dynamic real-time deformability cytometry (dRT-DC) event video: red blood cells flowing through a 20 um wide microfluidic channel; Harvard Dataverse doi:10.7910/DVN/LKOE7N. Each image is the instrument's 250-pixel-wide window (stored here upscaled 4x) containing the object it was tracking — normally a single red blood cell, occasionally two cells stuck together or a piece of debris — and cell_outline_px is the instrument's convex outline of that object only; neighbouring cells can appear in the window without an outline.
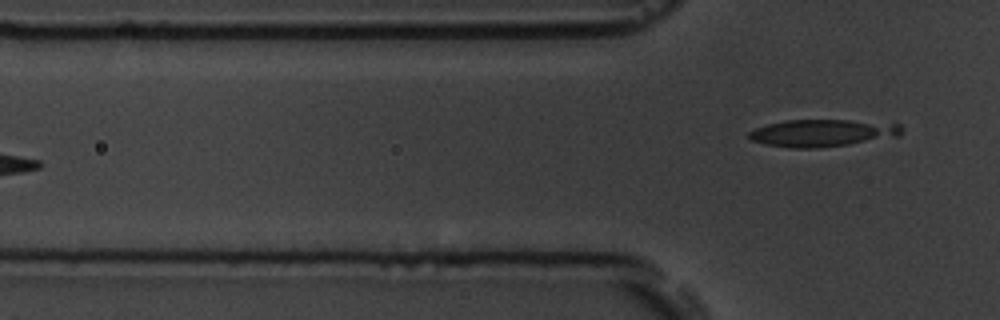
{"species": "common noctule bat (a hibernating species)", "species_latin": "Nyctalus noctula", "temperature_condition": "room temperature", "stored_images_in_passage": 6, "camera_frame_rate_fps": 3000, "um_per_image_px": 0.085, "animal": {"sex": "male", "body_mass_g": 19.5, "forearm_length_mm": 54.6}, "frame": {"image": 1, "passage_image": 6, "time_ms": 5.667, "image_size_px": [1000, 320], "cell_outline_px": [[904, 132], [900, 136], [848, 144], [816, 148], [792, 148], [764, 144], [752, 140], [748, 136], [748, 132], [756, 128], [768, 124], [784, 120], [848, 120], [900, 124], [904, 128]], "centroid_in_image_um": [69.92, 11.3], "position_along_channel_um": 55.9, "area_um2": 24.22}}